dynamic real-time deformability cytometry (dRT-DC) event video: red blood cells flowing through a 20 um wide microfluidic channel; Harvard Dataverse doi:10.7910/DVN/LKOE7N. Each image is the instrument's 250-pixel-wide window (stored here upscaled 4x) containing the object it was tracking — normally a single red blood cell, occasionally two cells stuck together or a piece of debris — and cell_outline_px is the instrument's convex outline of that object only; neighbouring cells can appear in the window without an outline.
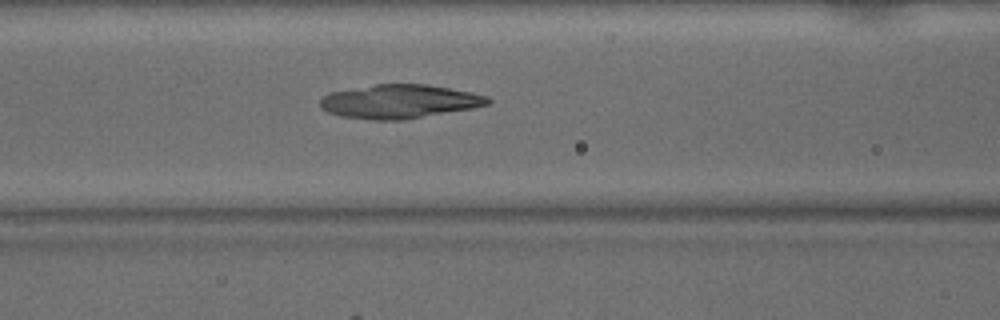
{"species": "common noctule bat (a hibernating species)", "species_latin": "Nyctalus noctula", "temperature_condition": "warm", "stored_images_in_passage": 25, "camera_frame_rate_fps": 3000, "um_per_image_px": 0.085, "animal": {"sex": "male", "body_mass_g": 15.6}, "frame": {"image": 1, "passage_image": 8, "time_ms": 2.333, "image_size_px": [1000, 320], "cell_outline_px": [[492, 100], [488, 104], [472, 108], [404, 120], [372, 120], [340, 116], [328, 112], [320, 108], [320, 100], [328, 92], [376, 84], [428, 84], [472, 92], [488, 96]], "centroid_in_image_um": [33.94, 8.62], "position_along_channel_um": 132.7, "area_um2": 33.18}}
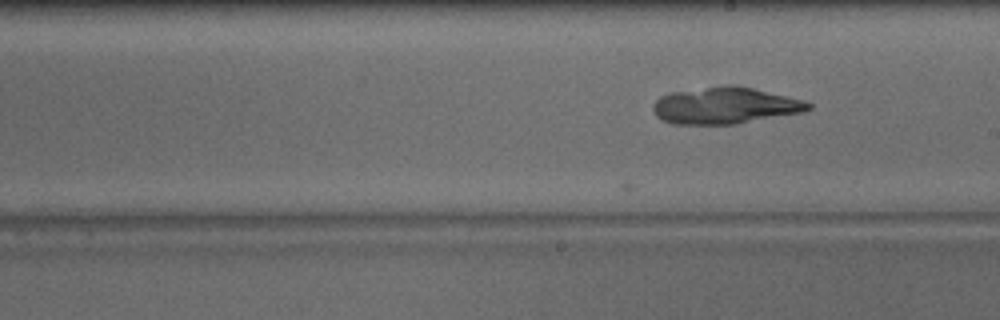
{"frame": {"image": 2, "passage_image": 15, "time_ms": 4.667, "image_size_px": [1000, 320], "cell_outline_px": [[812, 108], [804, 112], [736, 124], [672, 124], [660, 120], [656, 116], [652, 108], [652, 104], [660, 96], [668, 92], [728, 84], [736, 84], [804, 100], [812, 104]], "centroid_in_image_um": [61.61, 8.97], "position_along_channel_um": 227.4, "area_um2": 33.58}}
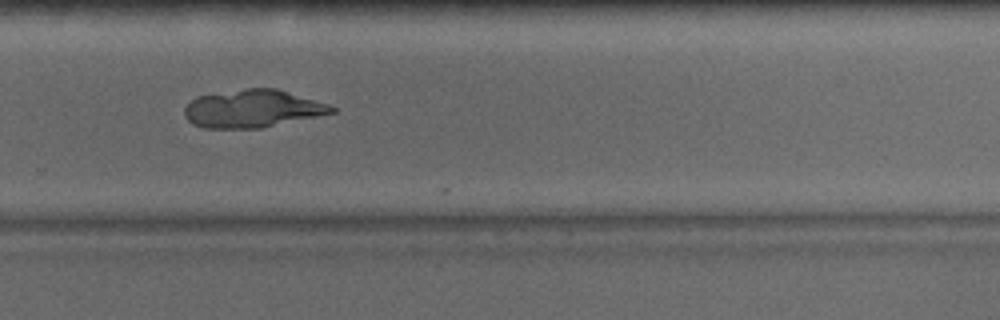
{"frame": {"image": 3, "passage_image": 21, "time_ms": 6.667, "image_size_px": [1000, 320], "cell_outline_px": [[336, 112], [260, 128], [204, 128], [192, 124], [184, 116], [184, 108], [196, 96], [244, 88], [276, 88], [328, 104], [336, 108]], "centroid_in_image_um": [21.43, 9.23], "position_along_channel_um": 308.4, "area_um2": 32.25}}